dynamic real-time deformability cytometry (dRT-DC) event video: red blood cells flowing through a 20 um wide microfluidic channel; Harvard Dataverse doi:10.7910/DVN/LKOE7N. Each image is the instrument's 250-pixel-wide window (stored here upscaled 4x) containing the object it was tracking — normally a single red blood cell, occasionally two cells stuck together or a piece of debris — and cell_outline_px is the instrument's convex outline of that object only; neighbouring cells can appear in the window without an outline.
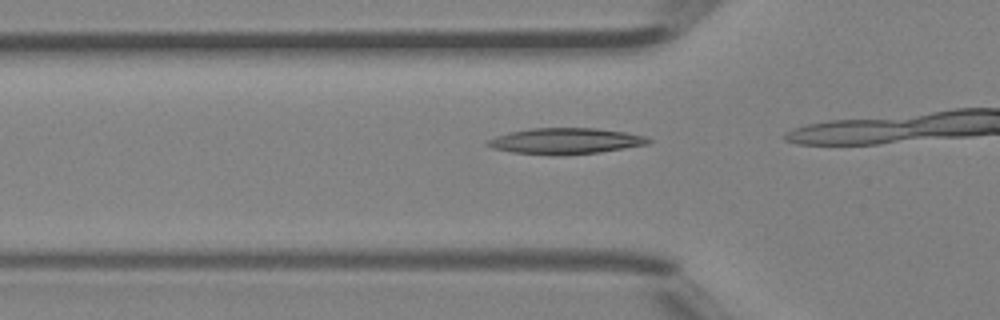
{"species": "Egyptian fruit bat (a non-hibernating species)", "species_latin": "Rousettus aegyptiacus", "temperature_condition": "room temperature", "stored_images_in_passage": 12, "camera_frame_rate_fps": 3000, "um_per_image_px": 0.085, "animal": {"sex": "female"}, "frame": {"image": 1, "passage_image": 10, "time_ms": 3.0, "image_size_px": [1000, 320], "cell_outline_px": [[652, 140], [648, 144], [600, 152], [560, 156], [556, 156], [512, 152], [492, 148], [484, 144], [488, 140], [496, 136], [508, 132], [532, 128], [596, 128], [624, 132], [644, 136]], "centroid_in_image_um": [48.03, 11.99], "position_along_channel_um": 77.8, "area_um2": 24.45}}